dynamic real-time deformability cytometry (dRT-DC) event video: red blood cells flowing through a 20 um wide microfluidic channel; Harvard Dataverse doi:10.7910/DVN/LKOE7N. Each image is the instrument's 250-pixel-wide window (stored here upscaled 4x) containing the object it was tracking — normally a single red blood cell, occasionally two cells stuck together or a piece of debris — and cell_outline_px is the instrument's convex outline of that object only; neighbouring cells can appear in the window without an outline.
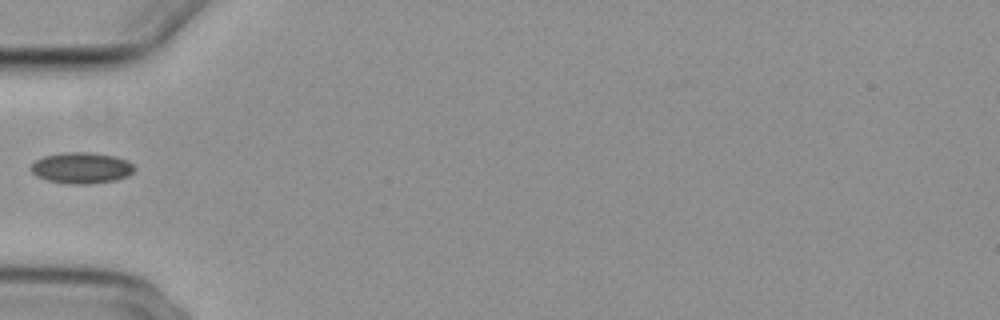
{"species": "common noctule bat (a hibernating species)", "species_latin": "Nyctalus noctula", "temperature_condition": "cold", "stored_images_in_passage": 25, "camera_frame_rate_fps": 3000, "um_per_image_px": 0.085, "animal": {"sex": "female", "body_mass_g": 29.2, "forearm_length_mm": 56.3}, "frame": {"image": 1, "passage_image": 1, "time_ms": 0.0, "image_size_px": [1000, 320], "cell_outline_px": [[136, 168], [128, 176], [116, 180], [92, 184], [68, 184], [48, 180], [36, 176], [28, 168], [36, 160], [44, 156], [64, 152], [92, 152], [116, 156], [128, 160]], "centroid_in_image_um": [6.94, 14.27], "position_along_channel_um": 78.1, "area_um2": 19.02}}